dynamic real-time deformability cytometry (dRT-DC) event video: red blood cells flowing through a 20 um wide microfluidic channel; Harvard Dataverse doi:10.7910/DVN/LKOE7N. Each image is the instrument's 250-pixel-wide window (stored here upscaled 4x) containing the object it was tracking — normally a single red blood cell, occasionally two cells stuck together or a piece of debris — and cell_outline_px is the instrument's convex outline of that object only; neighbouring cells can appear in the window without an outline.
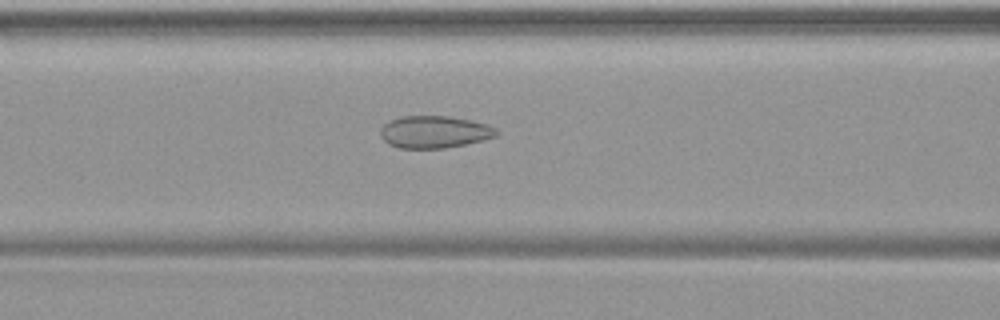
{"species": "common noctule bat (a hibernating species)", "species_latin": "Nyctalus noctula", "temperature_condition": "warm", "stored_images_in_passage": 49, "camera_frame_rate_fps": 3000, "um_per_image_px": 0.085, "animal": {"sex": "female", "body_mass_g": 19.9}, "frame": {"image": 1, "passage_image": 20, "time_ms": 6.333, "image_size_px": [1000, 320], "cell_outline_px": [[500, 132], [496, 136], [464, 144], [444, 148], [400, 148], [388, 144], [380, 136], [380, 128], [388, 120], [400, 116], [448, 116], [472, 120], [488, 124], [496, 128]], "centroid_in_image_um": [36.9, 11.2], "position_along_channel_um": 129.7, "area_um2": 21.91}}
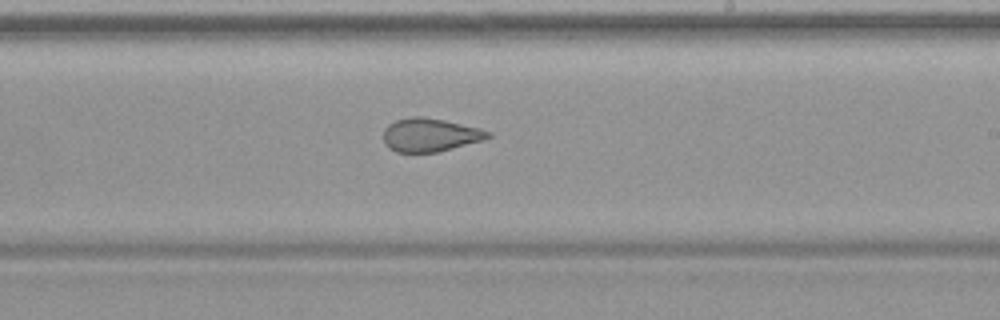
{"frame": {"image": 2, "passage_image": 29, "time_ms": 9.333, "image_size_px": [1000, 320], "cell_outline_px": [[492, 136], [484, 140], [436, 152], [396, 152], [388, 148], [384, 144], [384, 128], [388, 124], [396, 120], [412, 116], [420, 116], [444, 120], [480, 128], [492, 132]], "centroid_in_image_um": [36.55, 11.46], "position_along_channel_um": 252.4, "area_um2": 20.4}}
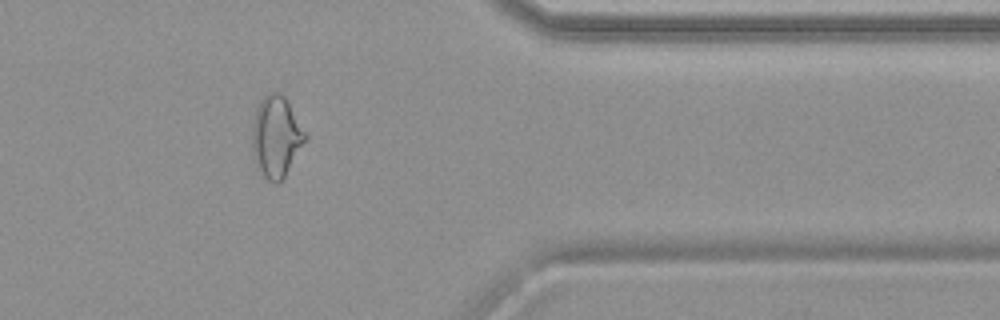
{"frame": {"image": 3, "passage_image": 40, "time_ms": 13.0, "image_size_px": [1000, 320], "cell_outline_px": [[308, 140], [284, 176], [276, 184], [260, 176], [256, 168], [252, 148], [252, 124], [256, 108], [264, 96], [268, 92], [280, 92], [288, 100], [308, 136]], "centroid_in_image_um": [23.48, 11.62], "position_along_channel_um": 387.9, "area_um2": 25.61}}